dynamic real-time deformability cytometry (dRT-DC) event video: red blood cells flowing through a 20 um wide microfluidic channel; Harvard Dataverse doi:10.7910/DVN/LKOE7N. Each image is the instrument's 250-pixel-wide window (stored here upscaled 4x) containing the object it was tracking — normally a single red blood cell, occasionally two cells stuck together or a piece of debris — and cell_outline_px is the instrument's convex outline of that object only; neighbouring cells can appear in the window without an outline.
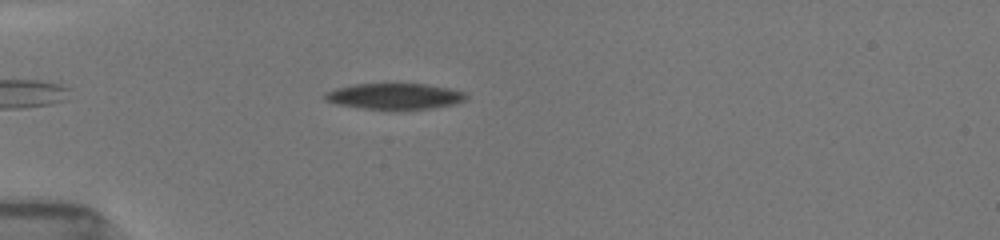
{"species": "common noctule bat (a hibernating species)", "species_latin": "Nyctalus noctula", "temperature_condition": "room temperature", "stored_images_in_passage": 22, "camera_frame_rate_fps": 3000, "um_per_image_px": 0.085, "animal": {"sex": "female", "body_mass_g": 19.5, "forearm_length_mm": 54.1}, "frame": {"image": 1, "passage_image": 3, "time_ms": 1.333, "image_size_px": [1000, 240], "cell_outline_px": [[468, 96], [464, 100], [456, 104], [432, 108], [364, 108], [340, 104], [324, 100], [324, 92], [336, 88], [356, 84], [424, 84], [448, 88], [464, 92]], "centroid_in_image_um": [33.55, 8.16], "position_along_channel_um": 51.4, "area_um2": 20.81}}
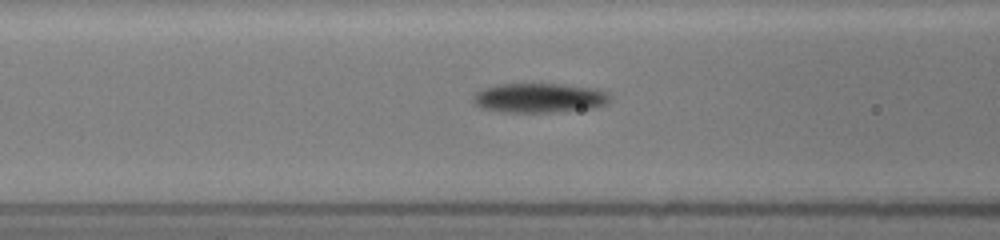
{"frame": {"image": 2, "passage_image": 11, "time_ms": 3.667, "image_size_px": [1000, 240], "cell_outline_px": [[608, 104], [592, 108], [552, 112], [500, 112], [484, 108], [476, 104], [472, 100], [472, 96], [476, 92], [484, 88], [496, 84], [560, 84], [596, 88], [604, 92], [608, 96]], "centroid_in_image_um": [45.8, 8.32], "position_along_channel_um": 120.8, "area_um2": 23.41}}
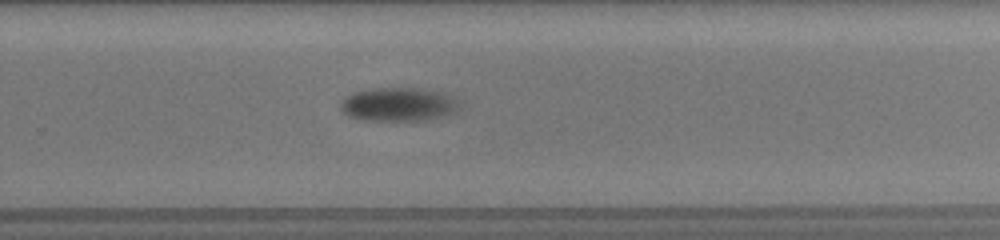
{"frame": {"image": 3, "passage_image": 22, "time_ms": 8.333, "image_size_px": [1000, 240], "cell_outline_px": [[460, 108], [456, 112], [448, 116], [424, 120], [364, 120], [348, 116], [340, 108], [340, 104], [352, 92], [376, 88], [420, 88], [444, 92], [460, 100]], "centroid_in_image_um": [33.96, 8.87], "position_along_channel_um": 295.8, "area_um2": 23.58}}